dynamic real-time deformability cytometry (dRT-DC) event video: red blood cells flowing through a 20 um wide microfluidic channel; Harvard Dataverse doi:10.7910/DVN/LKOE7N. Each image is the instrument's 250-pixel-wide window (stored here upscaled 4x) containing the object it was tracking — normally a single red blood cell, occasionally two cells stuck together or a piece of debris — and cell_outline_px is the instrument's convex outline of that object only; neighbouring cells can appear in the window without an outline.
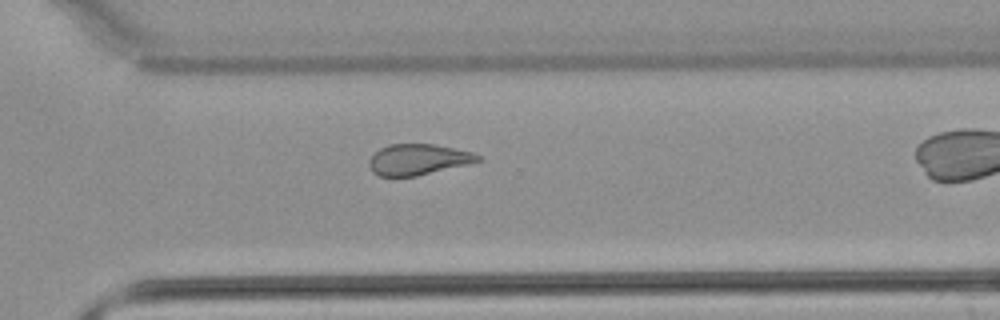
{"species": "common noctule bat (a hibernating species)", "species_latin": "Nyctalus noctula", "temperature_condition": "warm", "stored_images_in_passage": 25, "camera_frame_rate_fps": 3000, "um_per_image_px": 0.085, "animal": {"sex": "male", "body_mass_g": 21.5, "forearm_length_mm": 52.0}, "frame": {"image": 1, "passage_image": 22, "time_ms": 7.0, "image_size_px": [1000, 320], "cell_outline_px": [[484, 160], [468, 164], [416, 176], [380, 176], [372, 172], [368, 164], [368, 160], [380, 148], [388, 144], [436, 144], [472, 152], [484, 156]], "centroid_in_image_um": [35.57, 13.55], "position_along_channel_um": 335.0, "area_um2": 19.71}}